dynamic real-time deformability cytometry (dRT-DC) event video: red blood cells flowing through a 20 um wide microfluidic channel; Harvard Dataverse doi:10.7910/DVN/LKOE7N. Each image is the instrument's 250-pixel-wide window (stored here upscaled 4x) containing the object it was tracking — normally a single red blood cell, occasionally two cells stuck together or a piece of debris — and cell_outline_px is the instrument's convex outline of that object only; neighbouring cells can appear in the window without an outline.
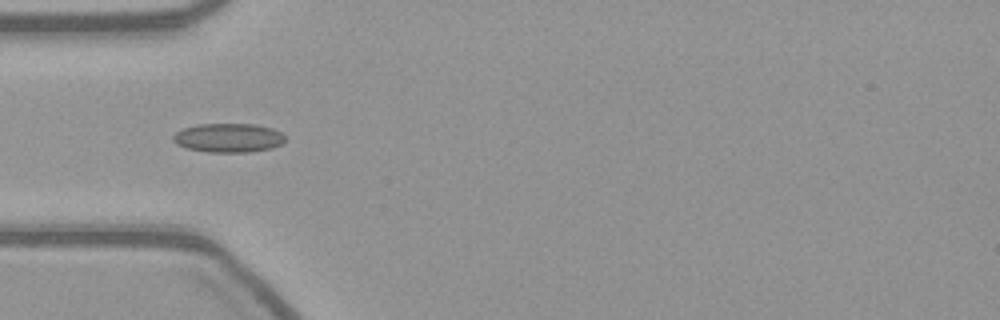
{"species": "common noctule bat (a hibernating species)", "species_latin": "Nyctalus noctula", "temperature_condition": "warm", "stored_images_in_passage": 13, "camera_frame_rate_fps": 3000, "um_per_image_px": 0.085, "animal": {"sex": "female", "body_mass_g": 21.9}, "frame": {"image": 1, "passage_image": 3, "time_ms": 0.667, "image_size_px": [1000, 320], "cell_outline_px": [[284, 140], [280, 144], [272, 148], [248, 152], [208, 152], [188, 148], [176, 144], [172, 140], [172, 136], [176, 132], [184, 128], [196, 124], [256, 124], [272, 128], [280, 132], [284, 136]], "centroid_in_image_um": [19.39, 11.71], "position_along_channel_um": 65.6, "area_um2": 18.9}}
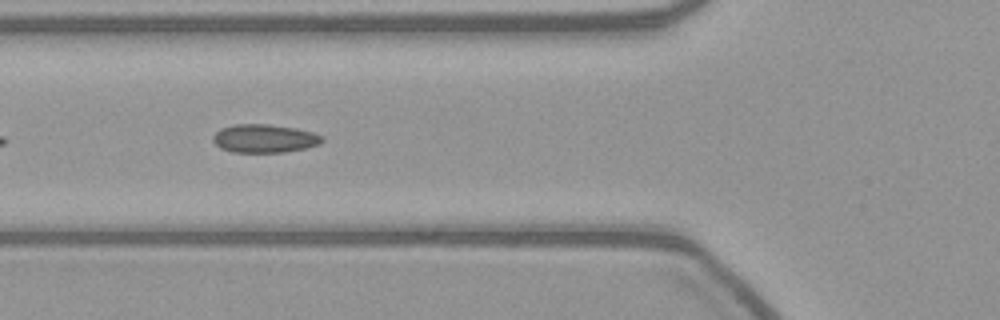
{"frame": {"image": 2, "passage_image": 6, "time_ms": 1.667, "image_size_px": [1000, 320], "cell_outline_px": [[324, 140], [320, 144], [304, 148], [284, 152], [232, 152], [220, 148], [212, 140], [212, 136], [220, 128], [232, 124], [268, 124], [296, 128], [312, 132], [324, 136]], "centroid_in_image_um": [22.46, 11.76], "position_along_channel_um": 103.3, "area_um2": 18.15}}
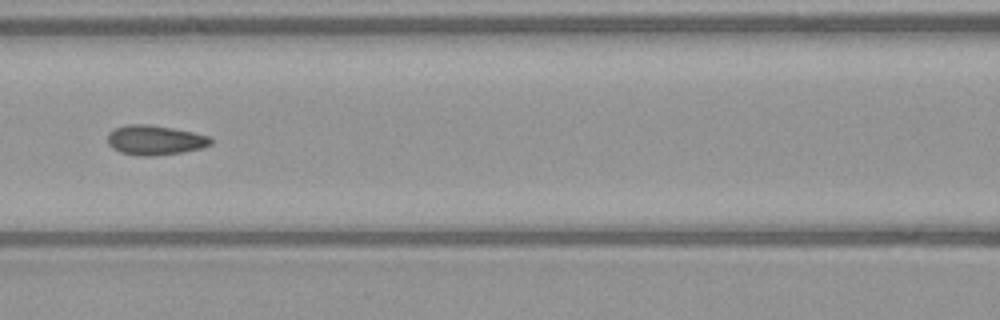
{"frame": {"image": 3, "passage_image": 10, "time_ms": 3.0, "image_size_px": [1000, 320], "cell_outline_px": [[212, 144], [200, 148], [180, 152], [156, 156], [136, 156], [120, 152], [112, 148], [108, 144], [108, 132], [116, 128], [128, 124], [148, 124], [172, 128], [192, 132], [208, 136], [212, 140]], "centroid_in_image_um": [13.13, 11.91], "position_along_channel_um": 153.5, "area_um2": 17.8}}